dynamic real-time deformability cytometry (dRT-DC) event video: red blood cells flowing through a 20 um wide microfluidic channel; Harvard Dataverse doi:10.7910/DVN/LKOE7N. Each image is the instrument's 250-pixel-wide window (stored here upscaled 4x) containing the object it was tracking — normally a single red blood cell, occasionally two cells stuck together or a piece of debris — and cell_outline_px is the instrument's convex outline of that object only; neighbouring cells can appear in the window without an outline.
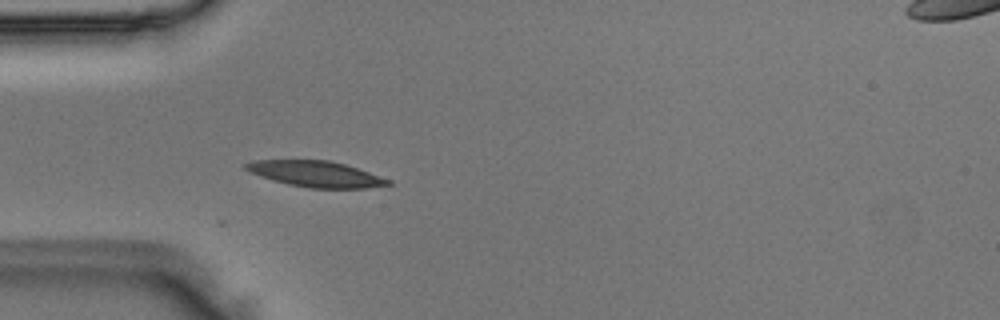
{"species": "Egyptian fruit bat (a non-hibernating species)", "species_latin": "Rousettus aegyptiacus", "temperature_condition": "room temperature", "stored_images_in_passage": 10, "camera_frame_rate_fps": 3000, "um_per_image_px": 0.085, "animal": {"sex": "male"}, "frame": {"image": 1, "passage_image": 1, "time_ms": 0.0, "image_size_px": [1000, 320], "cell_outline_px": [[392, 184], [364, 188], [308, 188], [288, 184], [272, 180], [260, 176], [244, 168], [244, 164], [252, 160], [328, 160], [344, 164], [392, 180]], "centroid_in_image_um": [26.83, 14.79], "position_along_channel_um": 58.2, "area_um2": 21.33}}
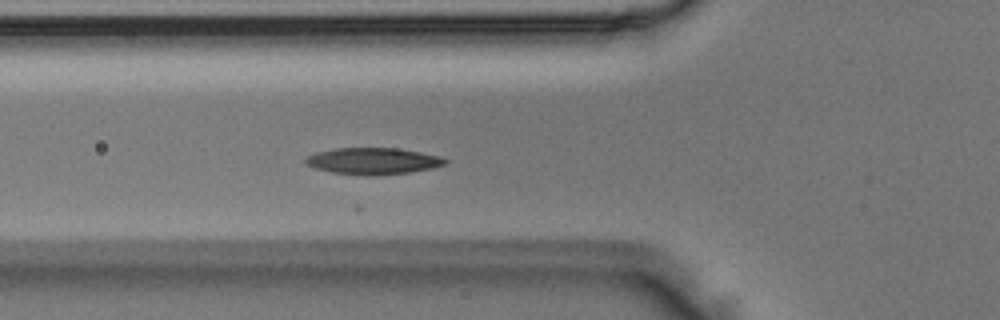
{"frame": {"image": 2, "passage_image": 4, "time_ms": 1.0, "image_size_px": [1000, 320], "cell_outline_px": [[448, 164], [432, 168], [412, 172], [372, 176], [368, 176], [332, 172], [316, 168], [304, 164], [304, 160], [308, 156], [316, 152], [336, 148], [396, 148], [420, 152], [440, 156], [448, 160]], "centroid_in_image_um": [31.73, 13.69], "position_along_channel_um": 94.1, "area_um2": 21.73}}
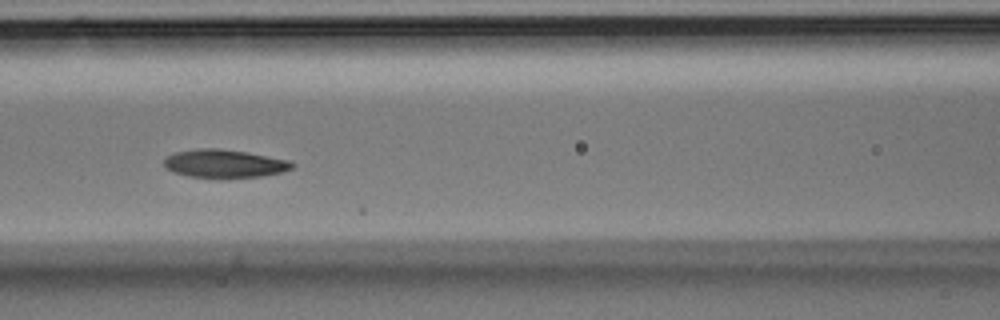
{"frame": {"image": 3, "passage_image": 8, "time_ms": 2.333, "image_size_px": [1000, 320], "cell_outline_px": [[296, 164], [292, 168], [284, 172], [260, 176], [228, 180], [220, 180], [188, 176], [172, 172], [164, 164], [164, 160], [168, 156], [176, 152], [196, 148], [220, 148], [248, 152], [292, 160]], "centroid_in_image_um": [19.13, 13.93], "position_along_channel_um": 147.5, "area_um2": 21.91}}